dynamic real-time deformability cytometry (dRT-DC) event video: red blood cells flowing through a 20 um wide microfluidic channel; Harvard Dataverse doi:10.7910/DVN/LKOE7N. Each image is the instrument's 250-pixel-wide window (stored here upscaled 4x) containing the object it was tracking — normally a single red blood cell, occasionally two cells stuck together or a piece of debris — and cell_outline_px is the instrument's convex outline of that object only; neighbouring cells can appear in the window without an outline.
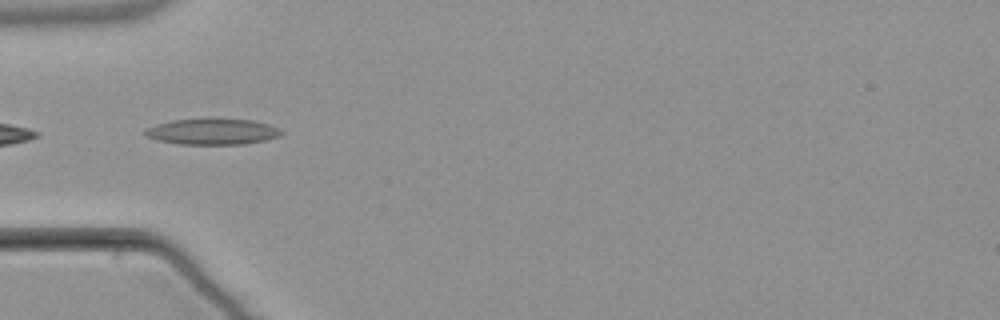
{"species": "common noctule bat (a hibernating species)", "species_latin": "Nyctalus noctula", "temperature_condition": "warm", "stored_images_in_passage": 6, "camera_frame_rate_fps": 3000, "um_per_image_px": 0.085, "animal": {"sex": "male", "body_mass_g": 21.5, "forearm_length_mm": 52.0}, "frame": {"image": 1, "passage_image": 4, "time_ms": 1.0, "image_size_px": [1000, 320], "cell_outline_px": [[284, 132], [280, 136], [264, 140], [244, 144], [180, 144], [156, 140], [144, 136], [144, 132], [148, 128], [156, 124], [172, 120], [252, 120], [268, 124], [280, 128]], "centroid_in_image_um": [18.06, 11.21], "position_along_channel_um": 66.9, "area_um2": 20.23}}